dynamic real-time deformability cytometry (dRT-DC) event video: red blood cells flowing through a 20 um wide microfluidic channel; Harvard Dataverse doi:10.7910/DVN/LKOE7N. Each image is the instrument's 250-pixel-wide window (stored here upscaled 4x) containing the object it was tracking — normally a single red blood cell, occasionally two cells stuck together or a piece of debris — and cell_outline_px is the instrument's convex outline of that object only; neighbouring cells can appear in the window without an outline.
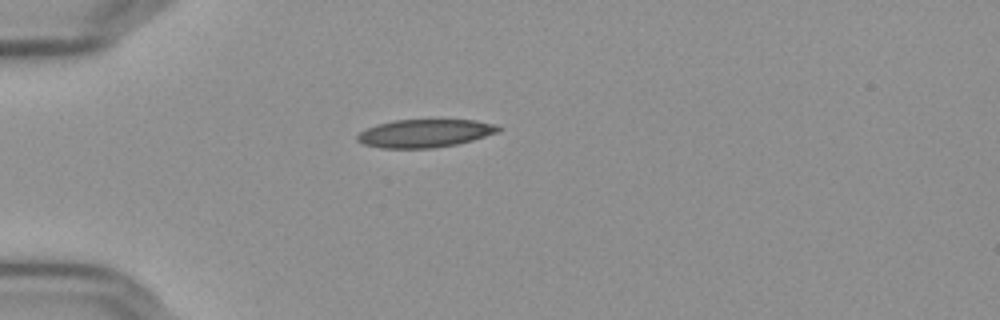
{"species": "Egyptian fruit bat (a non-hibernating species)", "species_latin": "Rousettus aegyptiacus", "temperature_condition": "cold", "stored_images_in_passage": 41, "camera_frame_rate_fps": 3000, "um_per_image_px": 0.085, "frame": {"image": 1, "passage_image": 1, "time_ms": 0.0, "image_size_px": [1000, 320], "cell_outline_px": [[500, 128], [496, 132], [472, 140], [456, 144], [432, 148], [380, 148], [364, 144], [356, 140], [356, 136], [360, 132], [368, 128], [380, 124], [396, 120], [476, 120], [492, 124]], "centroid_in_image_um": [36.06, 11.34], "position_along_channel_um": 48.9, "area_um2": 22.6}}
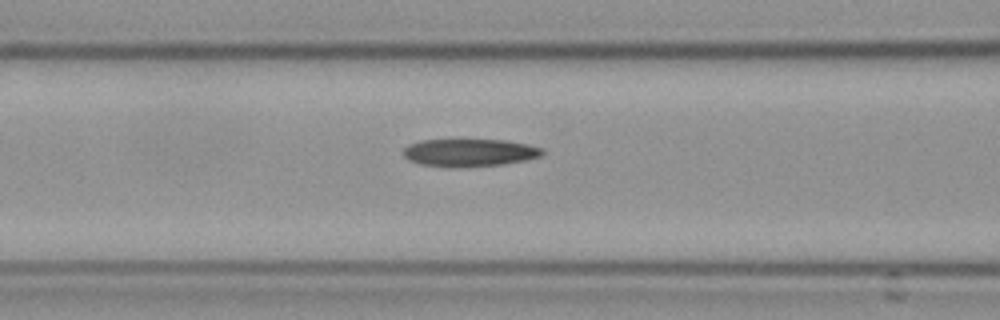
{"frame": {"image": 2, "passage_image": 9, "time_ms": 2.667, "image_size_px": [1000, 320], "cell_outline_px": [[544, 152], [540, 156], [524, 160], [500, 164], [468, 168], [448, 168], [420, 164], [408, 160], [400, 152], [408, 144], [420, 140], [508, 140], [528, 144], [544, 148]], "centroid_in_image_um": [39.85, 12.98], "position_along_channel_um": 126.7, "area_um2": 22.83}}
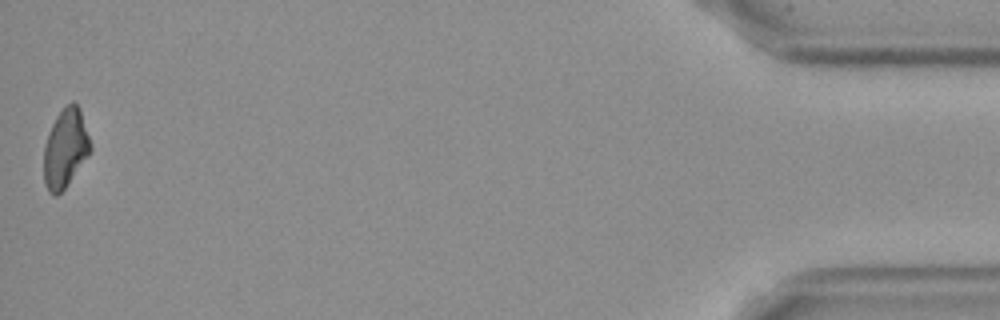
{"frame": {"image": 3, "passage_image": 41, "time_ms": 13.333, "image_size_px": [1000, 320], "cell_outline_px": [[92, 148], [88, 156], [64, 188], [56, 196], [52, 196], [48, 192], [44, 184], [44, 148], [48, 132], [56, 116], [72, 100], [80, 108], [92, 144]], "centroid_in_image_um": [5.56, 12.61], "position_along_channel_um": 429.6, "area_um2": 21.39}, "authors_computed_cell_mechanics": {"area_um2": 22.542, "velocity_mm_per_s": 3.6578, "shape_relaxation_time_tau1_ms": null, "shape_relaxation_time_tau2_ms": 9.6339, "deformation_change_tau1": null, "deformation_change_tau2": 0.2072}}